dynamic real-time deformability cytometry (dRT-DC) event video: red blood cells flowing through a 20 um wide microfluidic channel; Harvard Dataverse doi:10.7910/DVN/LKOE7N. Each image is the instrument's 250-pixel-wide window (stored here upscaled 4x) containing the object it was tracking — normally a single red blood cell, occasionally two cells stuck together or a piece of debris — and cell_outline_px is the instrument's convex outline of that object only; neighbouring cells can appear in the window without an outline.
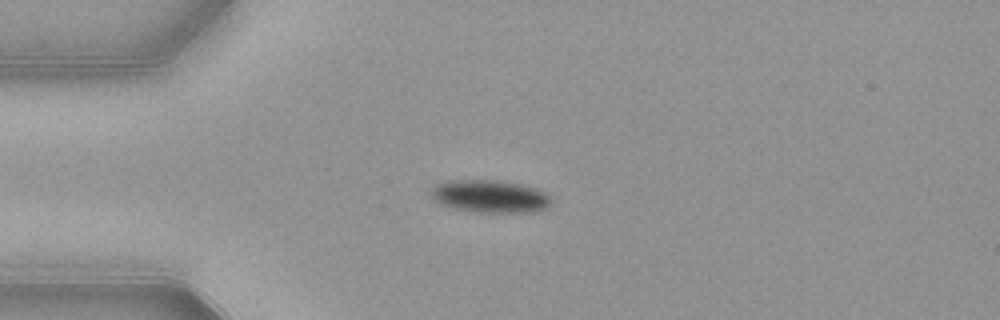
{"species": "common noctule bat (a hibernating species)", "species_latin": "Nyctalus noctula", "temperature_condition": "warm", "stored_images_in_passage": 41, "camera_frame_rate_fps": 3000, "um_per_image_px": 0.085, "animal": {"sex": "female", "body_mass_g": 21.9}, "frame": {"image": 1, "passage_image": 1, "time_ms": 0.0, "image_size_px": [1000, 320], "cell_outline_px": [[552, 204], [548, 208], [536, 212], [476, 212], [452, 208], [440, 204], [428, 192], [432, 184], [444, 180], [496, 180], [520, 184], [536, 188], [544, 192], [552, 200]], "centroid_in_image_um": [41.61, 16.68], "position_along_channel_um": 43.4, "area_um2": 23.29}}
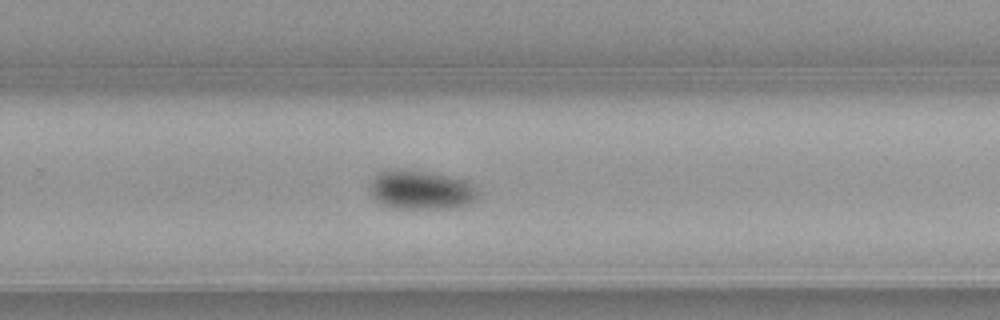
{"frame": {"image": 2, "passage_image": 22, "time_ms": 7.0, "image_size_px": [1000, 320], "cell_outline_px": [[480, 196], [468, 204], [456, 208], [388, 208], [380, 204], [368, 192], [368, 184], [380, 172], [392, 168], [404, 168], [468, 180], [472, 184]], "centroid_in_image_um": [35.73, 16.14], "position_along_channel_um": 294.1, "area_um2": 25.03}}
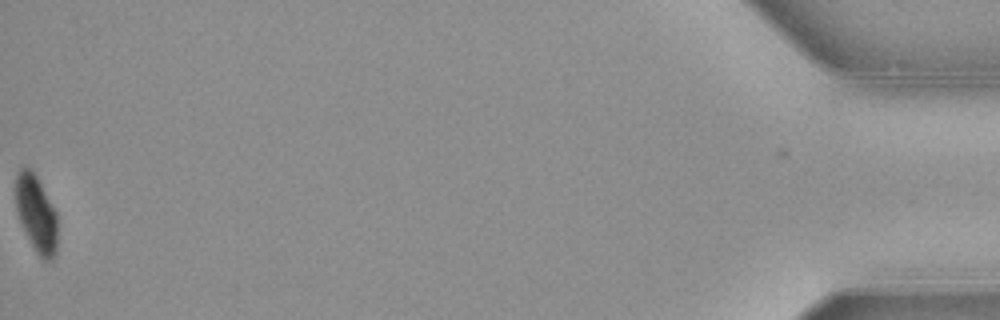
{"frame": {"image": 3, "passage_image": 41, "time_ms": 13.333, "image_size_px": [1000, 320], "cell_outline_px": [[56, 252], [52, 260], [44, 260], [36, 252], [20, 220], [16, 208], [16, 172], [20, 168], [28, 168], [36, 176], [56, 212]], "centroid_in_image_um": [3.08, 18.16], "position_along_channel_um": 432.1, "area_um2": 18.09}, "authors_computed_cell_mechanics": {"area_um2": 24.1604, "velocity_mm_per_s": 3.8726, "shape_relaxation_time_tau1_ms": 2.8627, "shape_relaxation_time_tau2_ms": null, "deformation_change_tau1": 0.1256, "deformation_change_tau2": null}}